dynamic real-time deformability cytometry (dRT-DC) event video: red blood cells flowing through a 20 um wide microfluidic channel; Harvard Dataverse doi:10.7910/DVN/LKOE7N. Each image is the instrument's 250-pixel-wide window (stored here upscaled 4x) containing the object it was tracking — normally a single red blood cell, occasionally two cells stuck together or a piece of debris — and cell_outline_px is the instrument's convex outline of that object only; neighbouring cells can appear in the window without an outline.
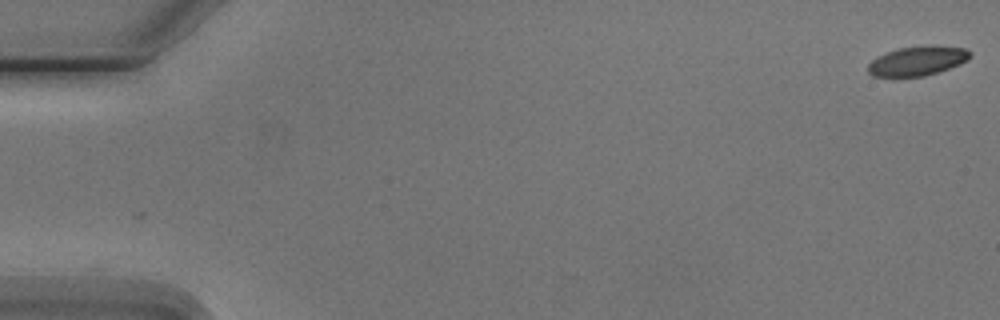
{"species": "Egyptian fruit bat (a non-hibernating species)", "species_latin": "Rousettus aegyptiacus", "temperature_condition": "cold", "stored_images_in_passage": 4, "segment_of_instrument_passage": [2, 2], "camera_frame_rate_fps": 3000, "um_per_image_px": 0.085, "animal": {"sex": "male"}, "frame": {"image": 1, "passage_image": 4, "time_ms": 3.667, "image_size_px": [1000, 320], "cell_outline_px": [[972, 56], [968, 60], [960, 64], [924, 76], [896, 80], [892, 80], [872, 76], [868, 72], [868, 64], [876, 56], [900, 48], [964, 48], [972, 52]], "centroid_in_image_um": [77.86, 5.28], "position_along_channel_um": 7.1, "area_um2": 17.4}}